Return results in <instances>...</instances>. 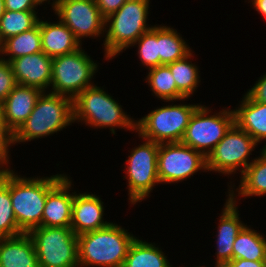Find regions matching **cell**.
Segmentation results:
<instances>
[{
	"label": "cell",
	"instance_id": "6da1fadb",
	"mask_svg": "<svg viewBox=\"0 0 266 267\" xmlns=\"http://www.w3.org/2000/svg\"><path fill=\"white\" fill-rule=\"evenodd\" d=\"M135 238L115 222L78 235L79 267H122Z\"/></svg>",
	"mask_w": 266,
	"mask_h": 267
},
{
	"label": "cell",
	"instance_id": "7a4b0ae2",
	"mask_svg": "<svg viewBox=\"0 0 266 267\" xmlns=\"http://www.w3.org/2000/svg\"><path fill=\"white\" fill-rule=\"evenodd\" d=\"M66 176L56 174L50 177H22L10 170V197L18 227L28 233L42 226L47 194Z\"/></svg>",
	"mask_w": 266,
	"mask_h": 267
},
{
	"label": "cell",
	"instance_id": "3957f363",
	"mask_svg": "<svg viewBox=\"0 0 266 267\" xmlns=\"http://www.w3.org/2000/svg\"><path fill=\"white\" fill-rule=\"evenodd\" d=\"M72 123L73 99L49 91L42 92L32 113L13 134V145L52 135Z\"/></svg>",
	"mask_w": 266,
	"mask_h": 267
},
{
	"label": "cell",
	"instance_id": "277c9868",
	"mask_svg": "<svg viewBox=\"0 0 266 267\" xmlns=\"http://www.w3.org/2000/svg\"><path fill=\"white\" fill-rule=\"evenodd\" d=\"M150 0H127L105 19L104 52L113 59L154 26L147 23ZM109 25V26H108ZM148 25V26H147ZM107 26V27H106Z\"/></svg>",
	"mask_w": 266,
	"mask_h": 267
},
{
	"label": "cell",
	"instance_id": "5b68a950",
	"mask_svg": "<svg viewBox=\"0 0 266 267\" xmlns=\"http://www.w3.org/2000/svg\"><path fill=\"white\" fill-rule=\"evenodd\" d=\"M73 121L82 122L91 128H110L115 135L116 128L134 132L135 119L124 112L121 104L104 91L93 85L86 88L73 99Z\"/></svg>",
	"mask_w": 266,
	"mask_h": 267
},
{
	"label": "cell",
	"instance_id": "8992f818",
	"mask_svg": "<svg viewBox=\"0 0 266 267\" xmlns=\"http://www.w3.org/2000/svg\"><path fill=\"white\" fill-rule=\"evenodd\" d=\"M199 104H170L157 107L135 121V132L141 139L155 143L181 142L189 120Z\"/></svg>",
	"mask_w": 266,
	"mask_h": 267
},
{
	"label": "cell",
	"instance_id": "52a82bcc",
	"mask_svg": "<svg viewBox=\"0 0 266 267\" xmlns=\"http://www.w3.org/2000/svg\"><path fill=\"white\" fill-rule=\"evenodd\" d=\"M39 267H79L78 236L71 228L39 226L28 232Z\"/></svg>",
	"mask_w": 266,
	"mask_h": 267
},
{
	"label": "cell",
	"instance_id": "ba28073f",
	"mask_svg": "<svg viewBox=\"0 0 266 267\" xmlns=\"http://www.w3.org/2000/svg\"><path fill=\"white\" fill-rule=\"evenodd\" d=\"M99 65L80 47L74 52L52 60V93L74 99L86 88L93 86L92 78ZM92 82V83H91Z\"/></svg>",
	"mask_w": 266,
	"mask_h": 267
},
{
	"label": "cell",
	"instance_id": "9c48e42d",
	"mask_svg": "<svg viewBox=\"0 0 266 267\" xmlns=\"http://www.w3.org/2000/svg\"><path fill=\"white\" fill-rule=\"evenodd\" d=\"M230 110L222 109L209 115L211 109L200 104L192 114L181 142L207 158L235 124L234 111Z\"/></svg>",
	"mask_w": 266,
	"mask_h": 267
},
{
	"label": "cell",
	"instance_id": "30bf717a",
	"mask_svg": "<svg viewBox=\"0 0 266 267\" xmlns=\"http://www.w3.org/2000/svg\"><path fill=\"white\" fill-rule=\"evenodd\" d=\"M143 144L135 146L126 160L124 172L128 180V196L132 205L141 202L150 195L158 179L159 144L146 139ZM126 170V171H125Z\"/></svg>",
	"mask_w": 266,
	"mask_h": 267
},
{
	"label": "cell",
	"instance_id": "8fae6325",
	"mask_svg": "<svg viewBox=\"0 0 266 267\" xmlns=\"http://www.w3.org/2000/svg\"><path fill=\"white\" fill-rule=\"evenodd\" d=\"M256 146L258 143L234 124L207 157V172L213 171L228 176L242 167V175L250 164L248 159Z\"/></svg>",
	"mask_w": 266,
	"mask_h": 267
},
{
	"label": "cell",
	"instance_id": "7c38bea8",
	"mask_svg": "<svg viewBox=\"0 0 266 267\" xmlns=\"http://www.w3.org/2000/svg\"><path fill=\"white\" fill-rule=\"evenodd\" d=\"M160 183H178L191 178L199 170L207 171V158L182 142L161 143L158 149Z\"/></svg>",
	"mask_w": 266,
	"mask_h": 267
},
{
	"label": "cell",
	"instance_id": "4fadbf2b",
	"mask_svg": "<svg viewBox=\"0 0 266 267\" xmlns=\"http://www.w3.org/2000/svg\"><path fill=\"white\" fill-rule=\"evenodd\" d=\"M53 10L81 44L85 37H104L105 18L95 0H60Z\"/></svg>",
	"mask_w": 266,
	"mask_h": 267
},
{
	"label": "cell",
	"instance_id": "5bb4252c",
	"mask_svg": "<svg viewBox=\"0 0 266 267\" xmlns=\"http://www.w3.org/2000/svg\"><path fill=\"white\" fill-rule=\"evenodd\" d=\"M52 60L53 58L41 51L18 57L9 63L17 84L46 92L51 86Z\"/></svg>",
	"mask_w": 266,
	"mask_h": 267
},
{
	"label": "cell",
	"instance_id": "9a60e30c",
	"mask_svg": "<svg viewBox=\"0 0 266 267\" xmlns=\"http://www.w3.org/2000/svg\"><path fill=\"white\" fill-rule=\"evenodd\" d=\"M95 194L74 192L71 229L78 236L107 227L111 222L104 221V203Z\"/></svg>",
	"mask_w": 266,
	"mask_h": 267
},
{
	"label": "cell",
	"instance_id": "2e32d148",
	"mask_svg": "<svg viewBox=\"0 0 266 267\" xmlns=\"http://www.w3.org/2000/svg\"><path fill=\"white\" fill-rule=\"evenodd\" d=\"M70 179L66 175L47 194L42 215V226L71 228L74 192L71 194L69 192L72 187Z\"/></svg>",
	"mask_w": 266,
	"mask_h": 267
},
{
	"label": "cell",
	"instance_id": "e0dca14e",
	"mask_svg": "<svg viewBox=\"0 0 266 267\" xmlns=\"http://www.w3.org/2000/svg\"><path fill=\"white\" fill-rule=\"evenodd\" d=\"M236 198H229L222 208V215L220 214L218 234L216 235V263L227 265L232 260V251L235 238L245 226L240 220L239 211L237 208Z\"/></svg>",
	"mask_w": 266,
	"mask_h": 267
},
{
	"label": "cell",
	"instance_id": "ac0fdd59",
	"mask_svg": "<svg viewBox=\"0 0 266 267\" xmlns=\"http://www.w3.org/2000/svg\"><path fill=\"white\" fill-rule=\"evenodd\" d=\"M42 91L17 84L2 102L7 127L14 134L32 113Z\"/></svg>",
	"mask_w": 266,
	"mask_h": 267
},
{
	"label": "cell",
	"instance_id": "d6986e66",
	"mask_svg": "<svg viewBox=\"0 0 266 267\" xmlns=\"http://www.w3.org/2000/svg\"><path fill=\"white\" fill-rule=\"evenodd\" d=\"M0 267H39L34 243L28 233L0 238Z\"/></svg>",
	"mask_w": 266,
	"mask_h": 267
},
{
	"label": "cell",
	"instance_id": "ffe728a7",
	"mask_svg": "<svg viewBox=\"0 0 266 267\" xmlns=\"http://www.w3.org/2000/svg\"><path fill=\"white\" fill-rule=\"evenodd\" d=\"M42 52L54 58L78 50L82 44L74 33L59 19L57 23L39 20Z\"/></svg>",
	"mask_w": 266,
	"mask_h": 267
},
{
	"label": "cell",
	"instance_id": "44dd1931",
	"mask_svg": "<svg viewBox=\"0 0 266 267\" xmlns=\"http://www.w3.org/2000/svg\"><path fill=\"white\" fill-rule=\"evenodd\" d=\"M235 124L257 143L266 141V104L252 100L246 93L239 107L233 110ZM266 145L262 148L264 149Z\"/></svg>",
	"mask_w": 266,
	"mask_h": 267
},
{
	"label": "cell",
	"instance_id": "7402d4cb",
	"mask_svg": "<svg viewBox=\"0 0 266 267\" xmlns=\"http://www.w3.org/2000/svg\"><path fill=\"white\" fill-rule=\"evenodd\" d=\"M260 156L255 157L250 161L249 166L241 175L239 187L233 189L230 184L228 188L229 198L237 196L251 197V196H265L266 194V152L260 149ZM232 189V190H231ZM234 191L238 192L235 195Z\"/></svg>",
	"mask_w": 266,
	"mask_h": 267
},
{
	"label": "cell",
	"instance_id": "603a6c76",
	"mask_svg": "<svg viewBox=\"0 0 266 267\" xmlns=\"http://www.w3.org/2000/svg\"><path fill=\"white\" fill-rule=\"evenodd\" d=\"M122 267H172L162 249L137 237L129 247Z\"/></svg>",
	"mask_w": 266,
	"mask_h": 267
},
{
	"label": "cell",
	"instance_id": "cb8c5ba5",
	"mask_svg": "<svg viewBox=\"0 0 266 267\" xmlns=\"http://www.w3.org/2000/svg\"><path fill=\"white\" fill-rule=\"evenodd\" d=\"M232 259L266 261V238L245 225L235 238Z\"/></svg>",
	"mask_w": 266,
	"mask_h": 267
},
{
	"label": "cell",
	"instance_id": "d4e9b609",
	"mask_svg": "<svg viewBox=\"0 0 266 267\" xmlns=\"http://www.w3.org/2000/svg\"><path fill=\"white\" fill-rule=\"evenodd\" d=\"M176 29L165 25H158V49L160 65H167L180 60L192 50Z\"/></svg>",
	"mask_w": 266,
	"mask_h": 267
},
{
	"label": "cell",
	"instance_id": "484cf974",
	"mask_svg": "<svg viewBox=\"0 0 266 267\" xmlns=\"http://www.w3.org/2000/svg\"><path fill=\"white\" fill-rule=\"evenodd\" d=\"M41 51L42 42L40 26L38 22V24L34 28L4 40L2 55H8L9 58L6 59L2 56L1 59L10 62L11 60L18 57L36 54Z\"/></svg>",
	"mask_w": 266,
	"mask_h": 267
},
{
	"label": "cell",
	"instance_id": "4316f807",
	"mask_svg": "<svg viewBox=\"0 0 266 267\" xmlns=\"http://www.w3.org/2000/svg\"><path fill=\"white\" fill-rule=\"evenodd\" d=\"M146 83L151 87L154 96L164 102L185 101L186 98L178 91L174 77L167 65L148 69Z\"/></svg>",
	"mask_w": 266,
	"mask_h": 267
},
{
	"label": "cell",
	"instance_id": "83f0119b",
	"mask_svg": "<svg viewBox=\"0 0 266 267\" xmlns=\"http://www.w3.org/2000/svg\"><path fill=\"white\" fill-rule=\"evenodd\" d=\"M192 52L180 60L167 64L174 77L178 91L186 99L193 95L200 83V70H198L195 64L189 61L193 57Z\"/></svg>",
	"mask_w": 266,
	"mask_h": 267
},
{
	"label": "cell",
	"instance_id": "f1b7e54d",
	"mask_svg": "<svg viewBox=\"0 0 266 267\" xmlns=\"http://www.w3.org/2000/svg\"><path fill=\"white\" fill-rule=\"evenodd\" d=\"M24 233L17 224L10 197V167L0 179V238Z\"/></svg>",
	"mask_w": 266,
	"mask_h": 267
},
{
	"label": "cell",
	"instance_id": "f546056e",
	"mask_svg": "<svg viewBox=\"0 0 266 267\" xmlns=\"http://www.w3.org/2000/svg\"><path fill=\"white\" fill-rule=\"evenodd\" d=\"M36 11H8L0 18V36L2 40L34 28L40 18Z\"/></svg>",
	"mask_w": 266,
	"mask_h": 267
},
{
	"label": "cell",
	"instance_id": "4dcf8cb0",
	"mask_svg": "<svg viewBox=\"0 0 266 267\" xmlns=\"http://www.w3.org/2000/svg\"><path fill=\"white\" fill-rule=\"evenodd\" d=\"M138 45V56L141 64L151 69L160 66V56L158 49V25L148 32L142 34L132 46Z\"/></svg>",
	"mask_w": 266,
	"mask_h": 267
},
{
	"label": "cell",
	"instance_id": "1f68e13d",
	"mask_svg": "<svg viewBox=\"0 0 266 267\" xmlns=\"http://www.w3.org/2000/svg\"><path fill=\"white\" fill-rule=\"evenodd\" d=\"M17 85L11 65L8 61L0 59V102L2 103L8 94Z\"/></svg>",
	"mask_w": 266,
	"mask_h": 267
},
{
	"label": "cell",
	"instance_id": "d6a6232c",
	"mask_svg": "<svg viewBox=\"0 0 266 267\" xmlns=\"http://www.w3.org/2000/svg\"><path fill=\"white\" fill-rule=\"evenodd\" d=\"M5 10L35 11L40 5L37 0H4Z\"/></svg>",
	"mask_w": 266,
	"mask_h": 267
},
{
	"label": "cell",
	"instance_id": "836d02e7",
	"mask_svg": "<svg viewBox=\"0 0 266 267\" xmlns=\"http://www.w3.org/2000/svg\"><path fill=\"white\" fill-rule=\"evenodd\" d=\"M246 94L252 100L266 104V74L261 76Z\"/></svg>",
	"mask_w": 266,
	"mask_h": 267
},
{
	"label": "cell",
	"instance_id": "e575fe53",
	"mask_svg": "<svg viewBox=\"0 0 266 267\" xmlns=\"http://www.w3.org/2000/svg\"><path fill=\"white\" fill-rule=\"evenodd\" d=\"M127 0H95L101 15L106 19L116 12Z\"/></svg>",
	"mask_w": 266,
	"mask_h": 267
},
{
	"label": "cell",
	"instance_id": "d590c367",
	"mask_svg": "<svg viewBox=\"0 0 266 267\" xmlns=\"http://www.w3.org/2000/svg\"><path fill=\"white\" fill-rule=\"evenodd\" d=\"M0 142L9 150L13 146V133L7 127L4 117L3 104L0 102Z\"/></svg>",
	"mask_w": 266,
	"mask_h": 267
},
{
	"label": "cell",
	"instance_id": "8d00e7d4",
	"mask_svg": "<svg viewBox=\"0 0 266 267\" xmlns=\"http://www.w3.org/2000/svg\"><path fill=\"white\" fill-rule=\"evenodd\" d=\"M228 267H266V261H250L246 259H232Z\"/></svg>",
	"mask_w": 266,
	"mask_h": 267
},
{
	"label": "cell",
	"instance_id": "74e56055",
	"mask_svg": "<svg viewBox=\"0 0 266 267\" xmlns=\"http://www.w3.org/2000/svg\"><path fill=\"white\" fill-rule=\"evenodd\" d=\"M253 8L266 18V0H251Z\"/></svg>",
	"mask_w": 266,
	"mask_h": 267
},
{
	"label": "cell",
	"instance_id": "f35d334b",
	"mask_svg": "<svg viewBox=\"0 0 266 267\" xmlns=\"http://www.w3.org/2000/svg\"><path fill=\"white\" fill-rule=\"evenodd\" d=\"M10 155L9 154H0V179L5 172V170L9 167V161L8 159ZM7 164V165H6ZM7 166V167H6Z\"/></svg>",
	"mask_w": 266,
	"mask_h": 267
},
{
	"label": "cell",
	"instance_id": "ab89813d",
	"mask_svg": "<svg viewBox=\"0 0 266 267\" xmlns=\"http://www.w3.org/2000/svg\"><path fill=\"white\" fill-rule=\"evenodd\" d=\"M37 1L40 5H42L43 3H46L47 1H48V4L50 3V0H37ZM59 2L60 0H53V2H51L52 9H54L58 5Z\"/></svg>",
	"mask_w": 266,
	"mask_h": 267
},
{
	"label": "cell",
	"instance_id": "60d3db41",
	"mask_svg": "<svg viewBox=\"0 0 266 267\" xmlns=\"http://www.w3.org/2000/svg\"><path fill=\"white\" fill-rule=\"evenodd\" d=\"M5 5H4V0H0V18L2 17V15L5 12Z\"/></svg>",
	"mask_w": 266,
	"mask_h": 267
},
{
	"label": "cell",
	"instance_id": "b9f144b4",
	"mask_svg": "<svg viewBox=\"0 0 266 267\" xmlns=\"http://www.w3.org/2000/svg\"><path fill=\"white\" fill-rule=\"evenodd\" d=\"M9 150L0 142V154H8Z\"/></svg>",
	"mask_w": 266,
	"mask_h": 267
},
{
	"label": "cell",
	"instance_id": "7bdbcfd3",
	"mask_svg": "<svg viewBox=\"0 0 266 267\" xmlns=\"http://www.w3.org/2000/svg\"><path fill=\"white\" fill-rule=\"evenodd\" d=\"M3 43H4V41L2 40V38H1V36H0V56H2V54H3ZM2 57H0V59H1Z\"/></svg>",
	"mask_w": 266,
	"mask_h": 267
},
{
	"label": "cell",
	"instance_id": "ee69618b",
	"mask_svg": "<svg viewBox=\"0 0 266 267\" xmlns=\"http://www.w3.org/2000/svg\"><path fill=\"white\" fill-rule=\"evenodd\" d=\"M197 267H201V266H197ZM214 267H228V266L227 265H223V264H215Z\"/></svg>",
	"mask_w": 266,
	"mask_h": 267
}]
</instances>
